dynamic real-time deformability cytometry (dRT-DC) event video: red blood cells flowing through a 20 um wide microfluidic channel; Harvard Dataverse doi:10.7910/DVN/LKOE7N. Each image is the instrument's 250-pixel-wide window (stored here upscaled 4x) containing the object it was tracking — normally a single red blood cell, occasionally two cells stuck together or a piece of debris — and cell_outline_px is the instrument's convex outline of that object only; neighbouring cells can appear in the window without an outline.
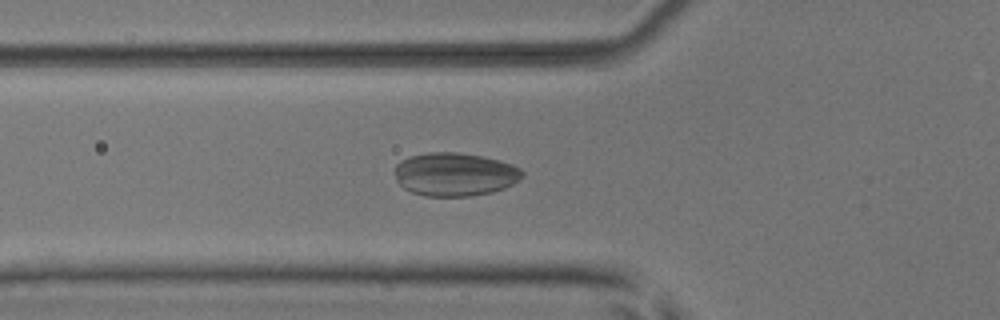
{"species": "common noctule bat (a hibernating species)", "species_latin": "Nyctalus noctula", "temperature_condition": "room temperature", "stored_images_in_passage": 39, "camera_frame_rate_fps": 3000, "um_per_image_px": 0.085, "animal": {"sex": "male", "body_mass_g": 17.9, "forearm_length_mm": 54.2}, "frame": {"image": 1, "passage_image": 11, "time_ms": 3.333, "image_size_px": [1000, 320], "cell_outline_px": [[524, 176], [512, 184], [504, 188], [492, 192], [468, 196], [424, 196], [412, 192], [404, 188], [396, 180], [396, 164], [400, 160], [408, 156], [428, 152], [456, 152], [480, 156], [500, 160], [512, 164], [520, 168], [524, 172]], "centroid_in_image_um": [38.66, 14.81], "position_along_channel_um": 87.1, "area_um2": 32.31}}
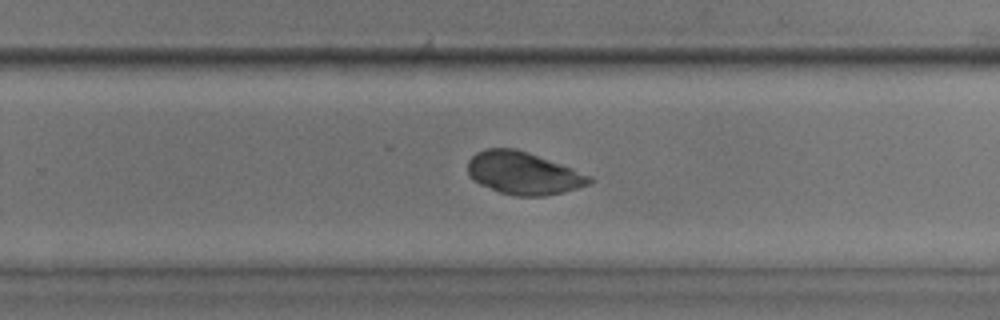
{"frame": {"image": 2, "passage_image": 26, "time_ms": 8.333, "image_size_px": [1000, 320], "cell_outline_px": [[596, 180], [588, 184], [576, 188], [544, 196], [516, 196], [500, 192], [480, 184], [468, 172], [468, 160], [476, 152], [488, 148], [516, 148], [528, 152], [572, 168], [592, 176]], "centroid_in_image_um": [44.5, 14.71], "position_along_channel_um": 285.3, "area_um2": 29.88}}
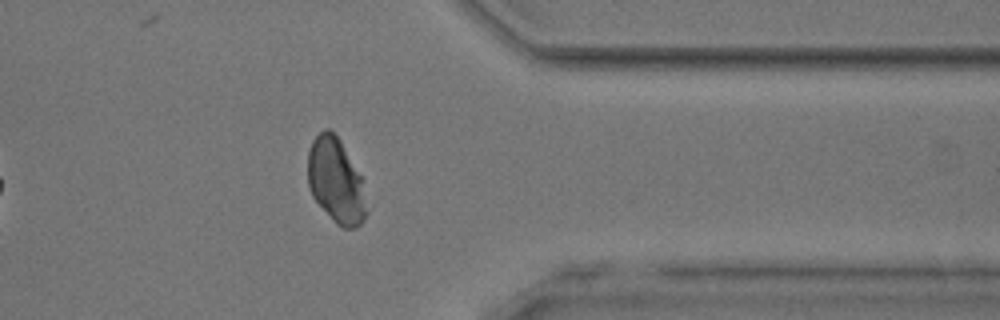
{"frame": {"image": 3, "passage_image": 34, "time_ms": 11.0, "image_size_px": [1000, 320], "cell_outline_px": [[368, 212], [364, 220], [356, 228], [344, 228], [336, 224], [332, 220], [312, 196], [308, 184], [308, 152], [312, 140], [324, 128], [328, 128], [340, 140], [364, 180]], "centroid_in_image_um": [28.58, 15.39], "position_along_channel_um": 382.8, "area_um2": 29.42}}